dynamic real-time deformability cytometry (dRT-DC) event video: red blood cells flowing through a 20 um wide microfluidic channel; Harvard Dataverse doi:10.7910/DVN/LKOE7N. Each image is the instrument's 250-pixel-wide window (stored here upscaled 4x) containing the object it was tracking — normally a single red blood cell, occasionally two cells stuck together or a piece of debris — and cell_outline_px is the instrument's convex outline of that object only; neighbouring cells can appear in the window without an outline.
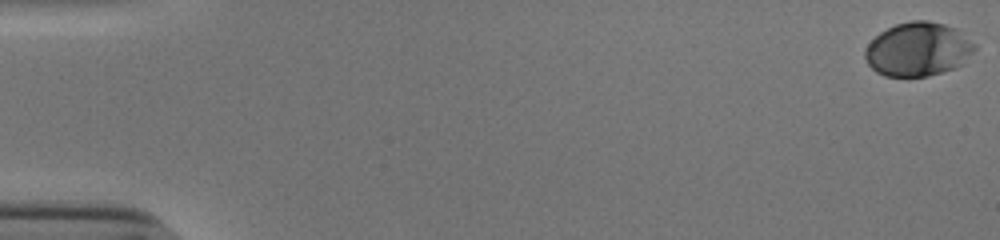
{"species": "human", "species_latin": "Homo sapiens", "temperature_condition": "cold", "stored_images_in_passage": 46, "camera_frame_rate_fps": 3000, "um_per_image_px": 0.085, "donor": {"sex": "male"}, "frame": {"image": 1, "passage_image": 1, "time_ms": 0.0, "image_size_px": [1000, 240], "cell_outline_px": [[976, 48], [956, 68], [928, 76], [884, 76], [876, 72], [868, 64], [864, 56], [864, 48], [880, 32], [896, 24], [912, 20], [928, 20], [944, 24], [956, 28], [976, 44]], "centroid_in_image_um": [78.01, 4.18], "position_along_channel_um": 7.0, "area_um2": 34.33}}
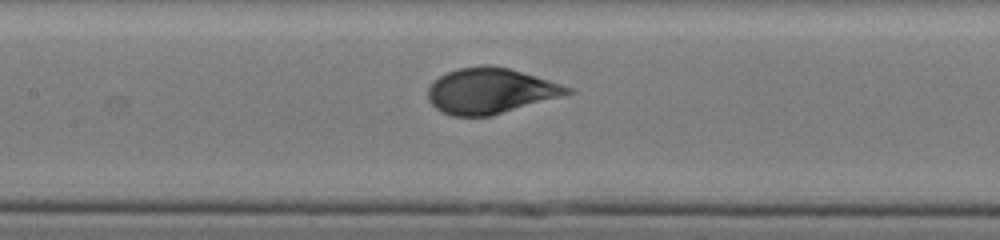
{"frame": {"image": 2, "passage_image": 27, "time_ms": 8.667, "image_size_px": [1000, 240], "cell_outline_px": [[576, 92], [492, 116], [452, 116], [436, 108], [428, 100], [428, 88], [432, 80], [456, 68], [508, 68], [536, 76], [572, 88]], "centroid_in_image_um": [41.68, 7.76], "position_along_channel_um": 165.7, "area_um2": 36.3}}
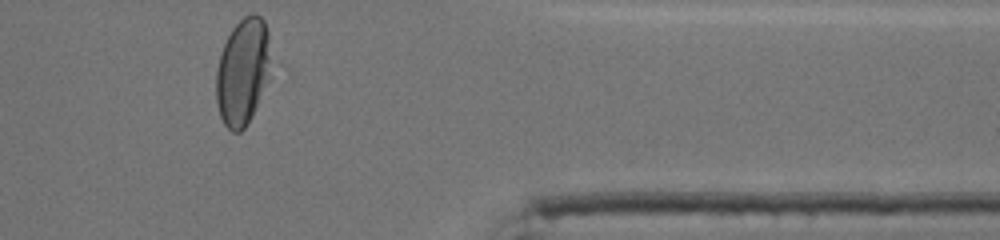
{"frame": {"image": 3, "passage_image": 46, "time_ms": 15.0, "image_size_px": [1000, 240], "cell_outline_px": [[284, 72], [244, 128], [240, 132], [232, 132], [224, 124], [220, 116], [216, 100], [216, 72], [220, 56], [224, 44], [232, 28], [244, 16], [252, 12], [256, 12], [264, 20]], "centroid_in_image_um": [20.9, 6.09], "position_along_channel_um": 390.5, "area_um2": 38.26}, "authors_computed_cell_mechanics": {"area_um2": 36.2117, "velocity_mm_per_s": 3.8106, "shape_relaxation_time_tau1_ms": 3.5316, "shape_relaxation_time_tau2_ms": null, "deformation_change_tau1": 0.1624, "deformation_change_tau2": null}}